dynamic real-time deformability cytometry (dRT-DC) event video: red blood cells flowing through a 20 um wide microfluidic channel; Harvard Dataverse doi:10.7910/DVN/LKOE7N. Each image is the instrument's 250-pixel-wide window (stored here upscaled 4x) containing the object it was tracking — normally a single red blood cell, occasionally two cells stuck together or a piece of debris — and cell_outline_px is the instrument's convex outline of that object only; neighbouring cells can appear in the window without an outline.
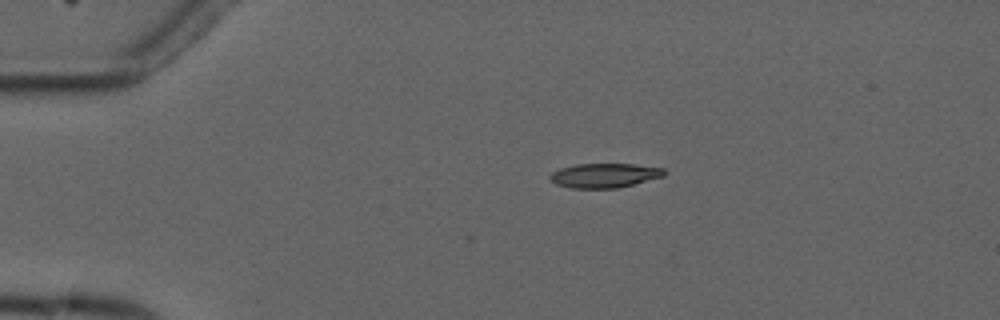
{"species": "common noctule bat (a hibernating species)", "species_latin": "Nyctalus noctula", "temperature_condition": "cold", "stored_images_in_passage": 8, "camera_frame_rate_fps": 3000, "um_per_image_px": 0.085, "animal": {"sex": "male", "forearm_length_mm": 52.5}, "frame": {"image": 1, "passage_image": 4, "time_ms": 3.667, "image_size_px": [1000, 320], "cell_outline_px": [[664, 176], [620, 188], [572, 188], [556, 184], [548, 176], [552, 172], [560, 168], [576, 164], [632, 164], [664, 168]], "centroid_in_image_um": [51.37, 14.91], "position_along_channel_um": 33.6, "area_um2": 16.18}}
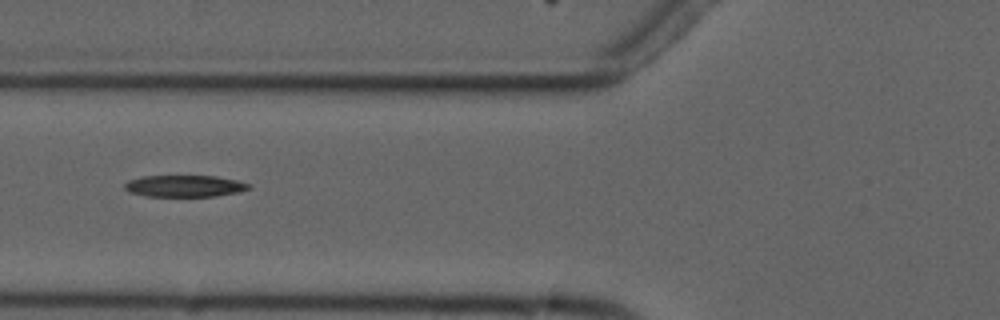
{"frame": {"image": 2, "passage_image": 7, "time_ms": 7.0, "image_size_px": [1000, 320], "cell_outline_px": [[252, 188], [240, 192], [216, 196], [148, 196], [128, 192], [124, 188], [124, 184], [128, 180], [140, 176], [216, 176], [236, 180], [252, 184]], "centroid_in_image_um": [15.71, 15.81], "position_along_channel_um": 110.1, "area_um2": 15.84}}
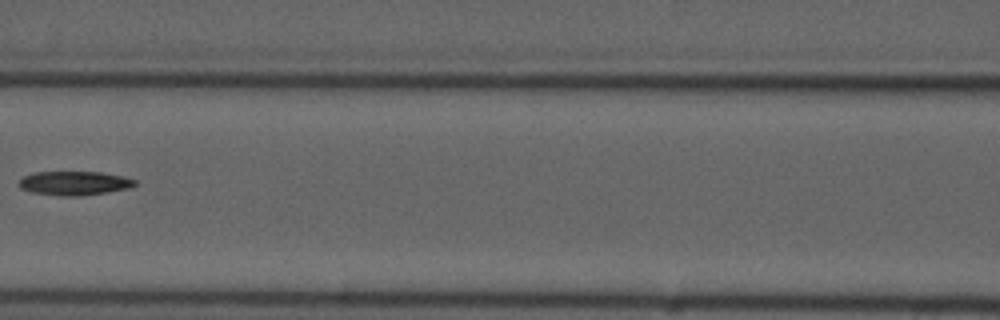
{"frame": {"image": 3, "passage_image": 8, "time_ms": 8.333, "image_size_px": [1000, 320], "cell_outline_px": [[136, 184], [128, 188], [108, 192], [80, 196], [60, 196], [32, 192], [20, 188], [16, 184], [24, 176], [36, 172], [100, 172], [124, 176], [136, 180]], "centroid_in_image_um": [6.3, 15.57], "position_along_channel_um": 160.3, "area_um2": 16.24}}